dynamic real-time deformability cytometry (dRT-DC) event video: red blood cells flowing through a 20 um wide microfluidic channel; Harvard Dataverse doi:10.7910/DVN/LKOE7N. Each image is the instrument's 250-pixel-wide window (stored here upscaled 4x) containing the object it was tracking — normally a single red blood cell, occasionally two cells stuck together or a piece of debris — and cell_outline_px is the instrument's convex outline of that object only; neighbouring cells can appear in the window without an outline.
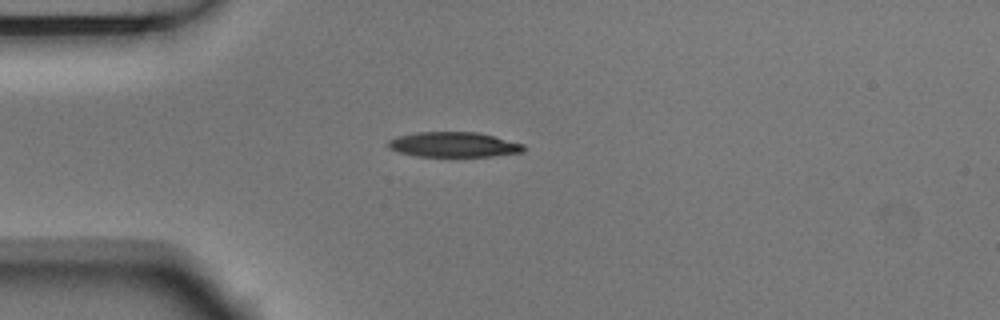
{"species": "Egyptian fruit bat (a non-hibernating species)", "species_latin": "Rousettus aegyptiacus", "temperature_condition": "room temperature", "stored_images_in_passage": 6, "camera_frame_rate_fps": 3000, "um_per_image_px": 0.085, "animal": {"sex": "male"}, "frame": {"image": 1, "passage_image": 3, "time_ms": 0.667, "image_size_px": [1000, 320], "cell_outline_px": [[528, 148], [524, 152], [492, 156], [416, 156], [400, 152], [388, 148], [388, 140], [396, 136], [416, 132], [476, 132], [524, 144]], "centroid_in_image_um": [38.57, 12.29], "position_along_channel_um": 46.4, "area_um2": 19.77}}
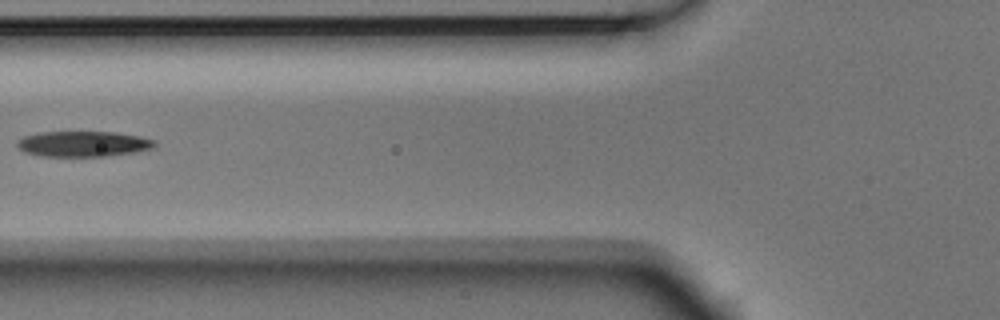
{"frame": {"image": 2, "passage_image": 5, "time_ms": 1.333, "image_size_px": [1000, 320], "cell_outline_px": [[156, 144], [152, 148], [132, 152], [104, 156], [40, 156], [24, 152], [16, 144], [16, 140], [24, 136], [36, 132], [116, 132], [140, 136], [156, 140]], "centroid_in_image_um": [7.03, 12.22], "position_along_channel_um": 118.8, "area_um2": 20.46}}
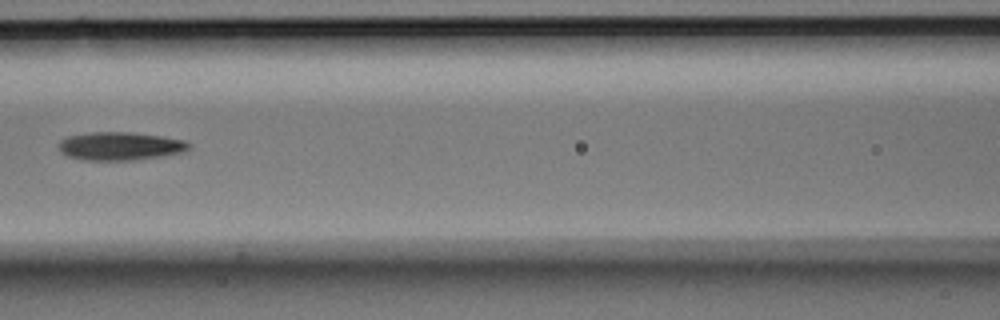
{"frame": {"image": 3, "passage_image": 6, "time_ms": 1.667, "image_size_px": [1000, 320], "cell_outline_px": [[192, 148], [180, 152], [160, 156], [132, 160], [84, 160], [68, 156], [60, 152], [56, 144], [60, 140], [68, 136], [92, 132], [128, 132], [160, 136], [184, 140], [192, 144]], "centroid_in_image_um": [10.17, 12.42], "position_along_channel_um": 156.4, "area_um2": 21.39}}